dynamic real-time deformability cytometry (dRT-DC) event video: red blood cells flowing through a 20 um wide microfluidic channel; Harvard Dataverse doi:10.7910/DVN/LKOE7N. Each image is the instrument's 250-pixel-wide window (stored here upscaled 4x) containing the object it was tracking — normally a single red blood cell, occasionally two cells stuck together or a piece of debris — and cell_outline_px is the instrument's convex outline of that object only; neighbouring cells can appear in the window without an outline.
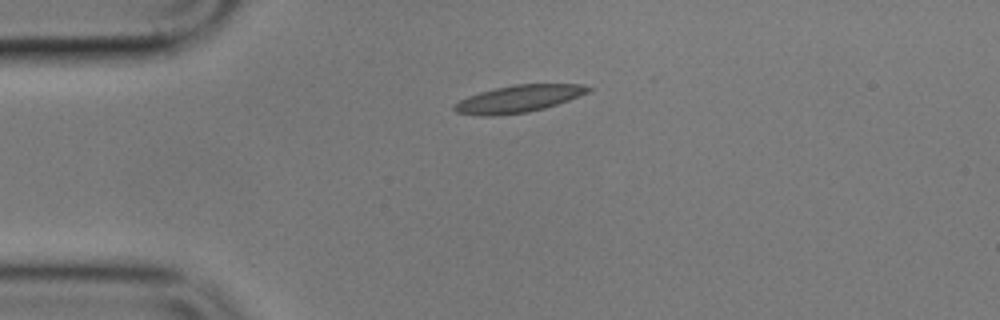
{"species": "common noctule bat (a hibernating species)", "species_latin": "Nyctalus noctula", "temperature_condition": "cold", "stored_images_in_passage": 3, "camera_frame_rate_fps": 3000, "um_per_image_px": 0.085, "animal": {"sex": "male", "body_mass_g": 17.9}, "frame": {"image": 1, "passage_image": 1, "time_ms": 0.0, "image_size_px": [1000, 320], "cell_outline_px": [[592, 88], [588, 92], [568, 100], [544, 108], [528, 112], [496, 116], [480, 116], [456, 112], [452, 108], [452, 104], [468, 96], [480, 92], [496, 88], [516, 84], [580, 84]], "centroid_in_image_um": [44.01, 8.41], "position_along_channel_um": 41.0, "area_um2": 21.1}}